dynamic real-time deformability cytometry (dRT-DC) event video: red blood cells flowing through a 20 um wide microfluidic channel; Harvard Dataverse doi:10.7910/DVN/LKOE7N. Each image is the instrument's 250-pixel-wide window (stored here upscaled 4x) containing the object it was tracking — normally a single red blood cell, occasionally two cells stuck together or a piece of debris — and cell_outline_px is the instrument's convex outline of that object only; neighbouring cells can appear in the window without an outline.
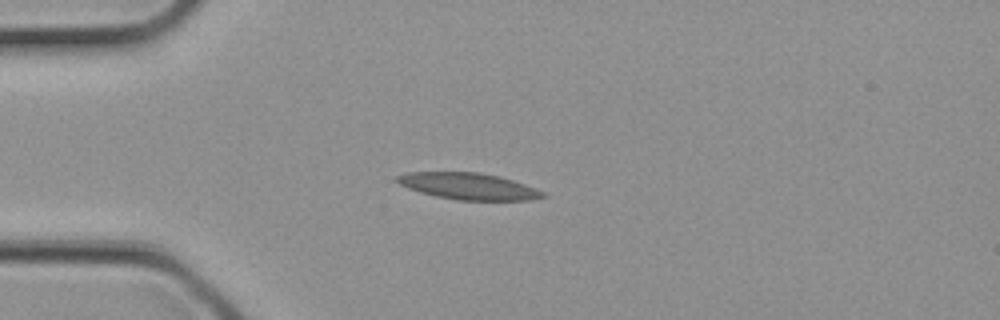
{"species": "common noctule bat (a hibernating species)", "species_latin": "Nyctalus noctula", "temperature_condition": "cold", "stored_images_in_passage": 1, "camera_frame_rate_fps": 3000, "um_per_image_px": 0.085, "animal": {"sex": "female", "body_mass_g": 21.9}, "frame": {"image": 1, "passage_image": 1, "time_ms": 0.0, "image_size_px": [1000, 320], "cell_outline_px": [[548, 196], [528, 200], [460, 200], [436, 196], [420, 192], [408, 188], [392, 180], [396, 176], [408, 172], [480, 172], [500, 176], [524, 184], [544, 192]], "centroid_in_image_um": [39.79, 15.82], "position_along_channel_um": 45.2, "area_um2": 22.54}}